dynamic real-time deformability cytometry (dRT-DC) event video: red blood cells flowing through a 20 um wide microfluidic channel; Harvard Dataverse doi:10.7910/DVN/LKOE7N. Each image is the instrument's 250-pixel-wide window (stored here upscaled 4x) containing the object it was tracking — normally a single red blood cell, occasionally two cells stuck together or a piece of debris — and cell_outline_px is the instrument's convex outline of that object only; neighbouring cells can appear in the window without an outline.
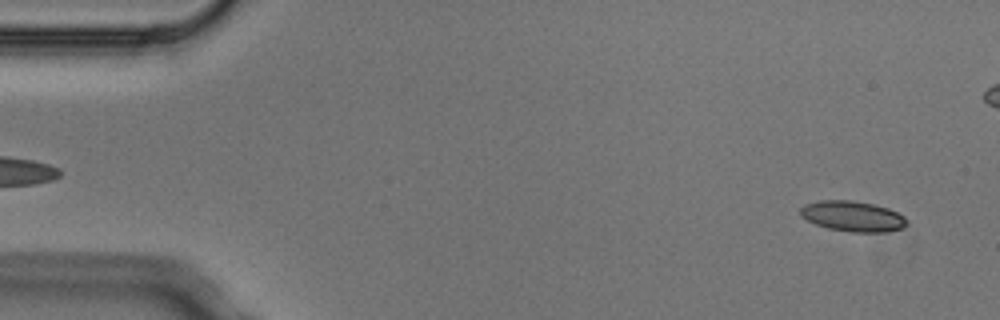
{"species": "Egyptian fruit bat (a non-hibernating species)", "species_latin": "Rousettus aegyptiacus", "temperature_condition": "cold", "stored_images_in_passage": 5, "camera_frame_rate_fps": 3000, "um_per_image_px": 0.085, "animal": {"sex": "male"}, "frame": {"image": 1, "passage_image": 1, "time_ms": 0.0, "image_size_px": [1000, 320], "cell_outline_px": [[908, 224], [900, 228], [888, 232], [852, 232], [828, 228], [816, 224], [800, 216], [800, 208], [804, 204], [820, 200], [852, 200], [872, 204], [888, 208], [904, 216], [908, 220]], "centroid_in_image_um": [72.47, 18.38], "position_along_channel_um": 12.5, "area_um2": 18.9}}